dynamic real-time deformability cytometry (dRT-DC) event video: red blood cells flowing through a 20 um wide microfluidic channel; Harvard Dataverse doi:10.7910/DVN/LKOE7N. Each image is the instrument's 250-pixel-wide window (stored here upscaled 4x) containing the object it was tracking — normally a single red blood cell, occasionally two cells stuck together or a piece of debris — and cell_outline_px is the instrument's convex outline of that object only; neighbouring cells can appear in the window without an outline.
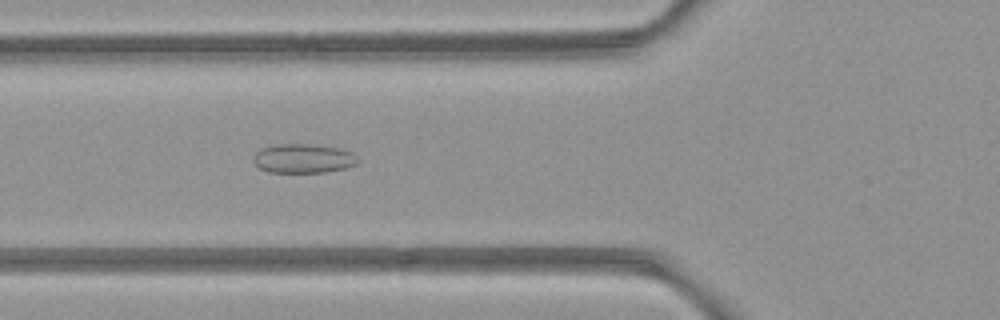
{"species": "common noctule bat (a hibernating species)", "species_latin": "Nyctalus noctula", "temperature_condition": "room temperature", "stored_images_in_passage": 3, "camera_frame_rate_fps": 3000, "um_per_image_px": 0.085, "animal": {"sex": "female", "body_mass_g": 21.9}, "frame": {"image": 1, "passage_image": 3, "time_ms": 2.333, "image_size_px": [1000, 320], "cell_outline_px": [[360, 160], [356, 164], [344, 168], [324, 172], [268, 172], [260, 168], [252, 160], [252, 156], [260, 148], [272, 144], [312, 144], [340, 148], [352, 152]], "centroid_in_image_um": [25.75, 13.45], "position_along_channel_um": 100.0, "area_um2": 17.92}}